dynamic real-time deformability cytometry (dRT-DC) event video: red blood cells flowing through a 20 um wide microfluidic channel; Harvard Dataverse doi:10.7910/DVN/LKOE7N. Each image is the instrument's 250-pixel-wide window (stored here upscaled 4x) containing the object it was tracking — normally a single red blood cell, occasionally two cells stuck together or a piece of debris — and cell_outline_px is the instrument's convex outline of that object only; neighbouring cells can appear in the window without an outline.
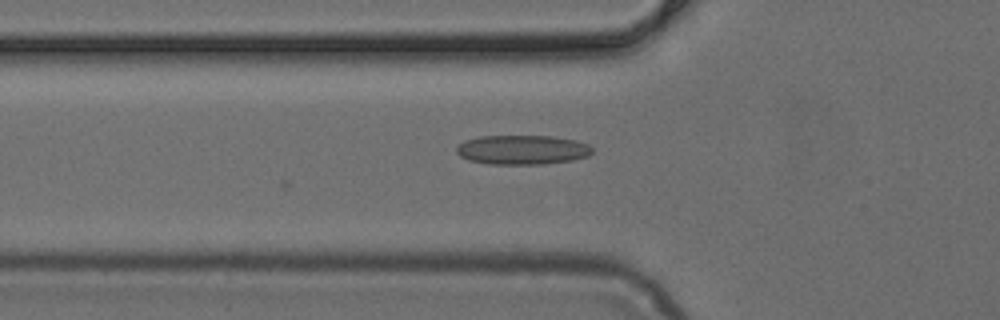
{"species": "common noctule bat (a hibernating species)", "species_latin": "Nyctalus noctula", "temperature_condition": "cold", "stored_images_in_passage": 7, "camera_frame_rate_fps": 3000, "um_per_image_px": 0.085, "animal": {"sex": "female", "body_mass_g": 24.6, "forearm_length_mm": 56.2}, "frame": {"image": 1, "passage_image": 2, "time_ms": 0.333, "image_size_px": [1000, 320], "cell_outline_px": [[592, 152], [588, 156], [572, 160], [544, 164], [492, 164], [468, 160], [460, 156], [456, 152], [456, 148], [464, 140], [480, 136], [552, 136], [576, 140], [588, 144], [592, 148]], "centroid_in_image_um": [44.39, 12.73], "position_along_channel_um": 81.4, "area_um2": 23.29}}
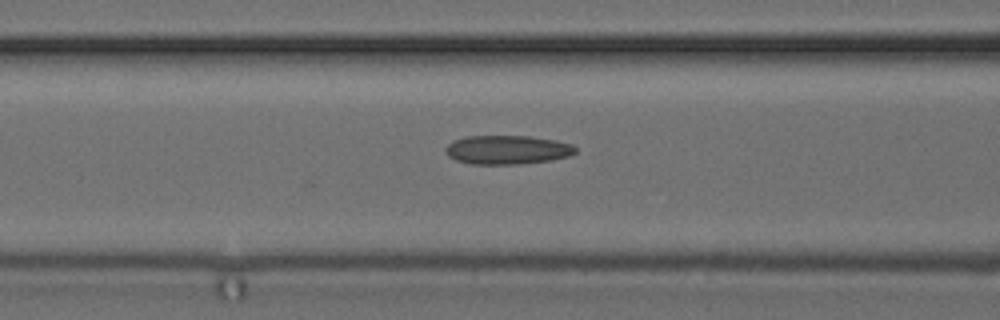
{"frame": {"image": 2, "passage_image": 5, "time_ms": 1.333, "image_size_px": [1000, 320], "cell_outline_px": [[576, 152], [568, 156], [552, 160], [516, 164], [472, 164], [456, 160], [448, 156], [444, 148], [452, 140], [464, 136], [528, 136], [556, 140], [572, 144], [576, 148]], "centroid_in_image_um": [43.09, 12.72], "position_along_channel_um": 123.5, "area_um2": 21.96}}